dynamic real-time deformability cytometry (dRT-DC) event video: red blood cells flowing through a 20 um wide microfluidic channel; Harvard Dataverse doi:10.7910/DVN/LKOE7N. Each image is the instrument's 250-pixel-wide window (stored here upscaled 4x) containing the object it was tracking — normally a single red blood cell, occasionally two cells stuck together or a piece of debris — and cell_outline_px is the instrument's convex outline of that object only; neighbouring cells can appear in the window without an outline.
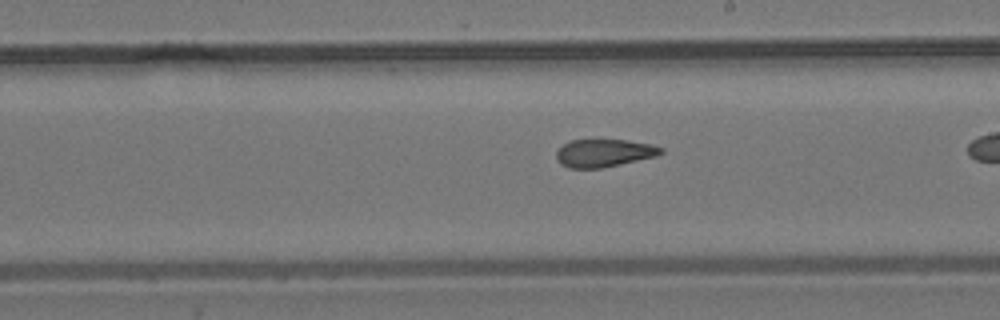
{"species": "common noctule bat (a hibernating species)", "species_latin": "Nyctalus noctula", "temperature_condition": "room temperature", "stored_images_in_passage": 40, "camera_frame_rate_fps": 3000, "um_per_image_px": 0.085, "animal": {"sex": "male", "body_mass_g": 19.2, "forearm_length_mm": 51.8}, "frame": {"image": 1, "passage_image": 29, "time_ms": 9.333, "image_size_px": [1000, 320], "cell_outline_px": [[664, 152], [656, 156], [600, 168], [568, 168], [560, 164], [556, 160], [556, 152], [564, 144], [572, 140], [624, 140], [652, 144], [664, 148]], "centroid_in_image_um": [51.33, 13.01], "position_along_channel_um": 237.7, "area_um2": 16.82}}